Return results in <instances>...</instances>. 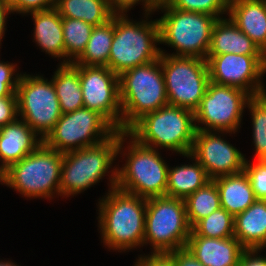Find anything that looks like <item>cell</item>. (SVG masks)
<instances>
[{"mask_svg": "<svg viewBox=\"0 0 266 266\" xmlns=\"http://www.w3.org/2000/svg\"><path fill=\"white\" fill-rule=\"evenodd\" d=\"M206 61L211 82L240 88L251 96L266 93L261 80L266 73L262 55H207Z\"/></svg>", "mask_w": 266, "mask_h": 266, "instance_id": "obj_14", "label": "cell"}, {"mask_svg": "<svg viewBox=\"0 0 266 266\" xmlns=\"http://www.w3.org/2000/svg\"><path fill=\"white\" fill-rule=\"evenodd\" d=\"M234 237L245 249H260L266 242V200L257 199L234 216Z\"/></svg>", "mask_w": 266, "mask_h": 266, "instance_id": "obj_22", "label": "cell"}, {"mask_svg": "<svg viewBox=\"0 0 266 266\" xmlns=\"http://www.w3.org/2000/svg\"><path fill=\"white\" fill-rule=\"evenodd\" d=\"M219 194L220 206L233 216L245 211L257 199L245 171L213 179Z\"/></svg>", "mask_w": 266, "mask_h": 266, "instance_id": "obj_23", "label": "cell"}, {"mask_svg": "<svg viewBox=\"0 0 266 266\" xmlns=\"http://www.w3.org/2000/svg\"><path fill=\"white\" fill-rule=\"evenodd\" d=\"M238 1H242V0H224V2L227 4V6L229 7L231 4L236 3Z\"/></svg>", "mask_w": 266, "mask_h": 266, "instance_id": "obj_47", "label": "cell"}, {"mask_svg": "<svg viewBox=\"0 0 266 266\" xmlns=\"http://www.w3.org/2000/svg\"><path fill=\"white\" fill-rule=\"evenodd\" d=\"M134 266H174L172 259L167 254L140 255Z\"/></svg>", "mask_w": 266, "mask_h": 266, "instance_id": "obj_38", "label": "cell"}, {"mask_svg": "<svg viewBox=\"0 0 266 266\" xmlns=\"http://www.w3.org/2000/svg\"><path fill=\"white\" fill-rule=\"evenodd\" d=\"M84 108L103 115L121 131L119 76L107 66L78 65Z\"/></svg>", "mask_w": 266, "mask_h": 266, "instance_id": "obj_15", "label": "cell"}, {"mask_svg": "<svg viewBox=\"0 0 266 266\" xmlns=\"http://www.w3.org/2000/svg\"><path fill=\"white\" fill-rule=\"evenodd\" d=\"M158 10L164 13L157 19L160 44H168L176 51L168 55L206 60L217 18L206 13L175 9L168 3L160 5Z\"/></svg>", "mask_w": 266, "mask_h": 266, "instance_id": "obj_8", "label": "cell"}, {"mask_svg": "<svg viewBox=\"0 0 266 266\" xmlns=\"http://www.w3.org/2000/svg\"><path fill=\"white\" fill-rule=\"evenodd\" d=\"M34 21V41L41 50L66 64L62 17L55 8L28 13Z\"/></svg>", "mask_w": 266, "mask_h": 266, "instance_id": "obj_21", "label": "cell"}, {"mask_svg": "<svg viewBox=\"0 0 266 266\" xmlns=\"http://www.w3.org/2000/svg\"><path fill=\"white\" fill-rule=\"evenodd\" d=\"M185 247L204 266H238L240 255L245 250L234 236H189Z\"/></svg>", "mask_w": 266, "mask_h": 266, "instance_id": "obj_18", "label": "cell"}, {"mask_svg": "<svg viewBox=\"0 0 266 266\" xmlns=\"http://www.w3.org/2000/svg\"><path fill=\"white\" fill-rule=\"evenodd\" d=\"M260 252V249H245L240 255L238 266H266V257Z\"/></svg>", "mask_w": 266, "mask_h": 266, "instance_id": "obj_39", "label": "cell"}, {"mask_svg": "<svg viewBox=\"0 0 266 266\" xmlns=\"http://www.w3.org/2000/svg\"><path fill=\"white\" fill-rule=\"evenodd\" d=\"M128 14H114V36L108 59V68L116 75L134 67L155 61L160 57L158 20H130Z\"/></svg>", "mask_w": 266, "mask_h": 266, "instance_id": "obj_5", "label": "cell"}, {"mask_svg": "<svg viewBox=\"0 0 266 266\" xmlns=\"http://www.w3.org/2000/svg\"><path fill=\"white\" fill-rule=\"evenodd\" d=\"M160 53L168 105L195 112L210 82L207 61L171 56L161 48Z\"/></svg>", "mask_w": 266, "mask_h": 266, "instance_id": "obj_10", "label": "cell"}, {"mask_svg": "<svg viewBox=\"0 0 266 266\" xmlns=\"http://www.w3.org/2000/svg\"><path fill=\"white\" fill-rule=\"evenodd\" d=\"M128 139L127 151L124 143ZM119 154L126 161L122 167L117 165L116 188L144 199L166 196L169 165L158 150L141 145L127 132L119 131Z\"/></svg>", "mask_w": 266, "mask_h": 266, "instance_id": "obj_2", "label": "cell"}, {"mask_svg": "<svg viewBox=\"0 0 266 266\" xmlns=\"http://www.w3.org/2000/svg\"><path fill=\"white\" fill-rule=\"evenodd\" d=\"M261 53L266 66V46L261 50Z\"/></svg>", "mask_w": 266, "mask_h": 266, "instance_id": "obj_46", "label": "cell"}, {"mask_svg": "<svg viewBox=\"0 0 266 266\" xmlns=\"http://www.w3.org/2000/svg\"><path fill=\"white\" fill-rule=\"evenodd\" d=\"M190 236L210 238H227L234 236V216L224 208L212 212L198 221L192 228Z\"/></svg>", "mask_w": 266, "mask_h": 266, "instance_id": "obj_30", "label": "cell"}, {"mask_svg": "<svg viewBox=\"0 0 266 266\" xmlns=\"http://www.w3.org/2000/svg\"><path fill=\"white\" fill-rule=\"evenodd\" d=\"M167 255L172 259L174 266H204L186 247L167 253Z\"/></svg>", "mask_w": 266, "mask_h": 266, "instance_id": "obj_37", "label": "cell"}, {"mask_svg": "<svg viewBox=\"0 0 266 266\" xmlns=\"http://www.w3.org/2000/svg\"><path fill=\"white\" fill-rule=\"evenodd\" d=\"M52 82L57 94L62 114L74 112L84 107L78 65L59 64L53 72Z\"/></svg>", "mask_w": 266, "mask_h": 266, "instance_id": "obj_25", "label": "cell"}, {"mask_svg": "<svg viewBox=\"0 0 266 266\" xmlns=\"http://www.w3.org/2000/svg\"><path fill=\"white\" fill-rule=\"evenodd\" d=\"M119 130L108 139L82 149L63 153L60 176V196L70 197L94 186L109 176V190L116 188L117 167L112 163L117 158ZM111 169V171H108Z\"/></svg>", "mask_w": 266, "mask_h": 266, "instance_id": "obj_3", "label": "cell"}, {"mask_svg": "<svg viewBox=\"0 0 266 266\" xmlns=\"http://www.w3.org/2000/svg\"><path fill=\"white\" fill-rule=\"evenodd\" d=\"M93 28L85 21L62 17L66 64L75 62L82 55Z\"/></svg>", "mask_w": 266, "mask_h": 266, "instance_id": "obj_29", "label": "cell"}, {"mask_svg": "<svg viewBox=\"0 0 266 266\" xmlns=\"http://www.w3.org/2000/svg\"><path fill=\"white\" fill-rule=\"evenodd\" d=\"M113 12L115 14H127L131 8L137 3L143 5L144 13L151 15L159 5L154 0H110Z\"/></svg>", "mask_w": 266, "mask_h": 266, "instance_id": "obj_35", "label": "cell"}, {"mask_svg": "<svg viewBox=\"0 0 266 266\" xmlns=\"http://www.w3.org/2000/svg\"><path fill=\"white\" fill-rule=\"evenodd\" d=\"M114 36V15L104 24L93 28L86 49L82 55L73 62L83 66H107Z\"/></svg>", "mask_w": 266, "mask_h": 266, "instance_id": "obj_27", "label": "cell"}, {"mask_svg": "<svg viewBox=\"0 0 266 266\" xmlns=\"http://www.w3.org/2000/svg\"><path fill=\"white\" fill-rule=\"evenodd\" d=\"M251 97L240 88L210 81L199 108L194 112L195 122L198 123L196 129L238 132L244 108Z\"/></svg>", "mask_w": 266, "mask_h": 266, "instance_id": "obj_13", "label": "cell"}, {"mask_svg": "<svg viewBox=\"0 0 266 266\" xmlns=\"http://www.w3.org/2000/svg\"><path fill=\"white\" fill-rule=\"evenodd\" d=\"M121 131H127L149 112L168 105L159 59L129 69L119 75Z\"/></svg>", "mask_w": 266, "mask_h": 266, "instance_id": "obj_7", "label": "cell"}, {"mask_svg": "<svg viewBox=\"0 0 266 266\" xmlns=\"http://www.w3.org/2000/svg\"><path fill=\"white\" fill-rule=\"evenodd\" d=\"M246 107L251 114L256 160H266V93L252 96Z\"/></svg>", "mask_w": 266, "mask_h": 266, "instance_id": "obj_31", "label": "cell"}, {"mask_svg": "<svg viewBox=\"0 0 266 266\" xmlns=\"http://www.w3.org/2000/svg\"><path fill=\"white\" fill-rule=\"evenodd\" d=\"M227 53L262 55L259 47L237 27L229 16L218 18L214 23L207 55Z\"/></svg>", "mask_w": 266, "mask_h": 266, "instance_id": "obj_19", "label": "cell"}, {"mask_svg": "<svg viewBox=\"0 0 266 266\" xmlns=\"http://www.w3.org/2000/svg\"><path fill=\"white\" fill-rule=\"evenodd\" d=\"M230 19L262 50L266 46V0H242L228 7Z\"/></svg>", "mask_w": 266, "mask_h": 266, "instance_id": "obj_20", "label": "cell"}, {"mask_svg": "<svg viewBox=\"0 0 266 266\" xmlns=\"http://www.w3.org/2000/svg\"><path fill=\"white\" fill-rule=\"evenodd\" d=\"M41 143H43V139L20 118L1 127L0 174L12 164L32 153Z\"/></svg>", "mask_w": 266, "mask_h": 266, "instance_id": "obj_17", "label": "cell"}, {"mask_svg": "<svg viewBox=\"0 0 266 266\" xmlns=\"http://www.w3.org/2000/svg\"><path fill=\"white\" fill-rule=\"evenodd\" d=\"M190 234L184 199L167 196L146 199L143 246L151 244V254L184 248Z\"/></svg>", "mask_w": 266, "mask_h": 266, "instance_id": "obj_9", "label": "cell"}, {"mask_svg": "<svg viewBox=\"0 0 266 266\" xmlns=\"http://www.w3.org/2000/svg\"><path fill=\"white\" fill-rule=\"evenodd\" d=\"M196 131L193 111L166 105L142 116L126 132L141 145L184 156L192 150Z\"/></svg>", "mask_w": 266, "mask_h": 266, "instance_id": "obj_4", "label": "cell"}, {"mask_svg": "<svg viewBox=\"0 0 266 266\" xmlns=\"http://www.w3.org/2000/svg\"><path fill=\"white\" fill-rule=\"evenodd\" d=\"M192 160V164H181L176 167H168V183L166 196L186 199L197 189L205 186L211 179L203 166L190 154L184 155ZM195 161V162H193Z\"/></svg>", "mask_w": 266, "mask_h": 266, "instance_id": "obj_24", "label": "cell"}, {"mask_svg": "<svg viewBox=\"0 0 266 266\" xmlns=\"http://www.w3.org/2000/svg\"><path fill=\"white\" fill-rule=\"evenodd\" d=\"M168 4L175 9L206 13L217 19L228 14V6L224 0H170Z\"/></svg>", "mask_w": 266, "mask_h": 266, "instance_id": "obj_32", "label": "cell"}, {"mask_svg": "<svg viewBox=\"0 0 266 266\" xmlns=\"http://www.w3.org/2000/svg\"><path fill=\"white\" fill-rule=\"evenodd\" d=\"M2 2L10 7L14 13H19V0H2Z\"/></svg>", "mask_w": 266, "mask_h": 266, "instance_id": "obj_43", "label": "cell"}, {"mask_svg": "<svg viewBox=\"0 0 266 266\" xmlns=\"http://www.w3.org/2000/svg\"><path fill=\"white\" fill-rule=\"evenodd\" d=\"M13 13L12 9L5 5L2 0H0V48L1 39H3L6 31V20L9 14Z\"/></svg>", "mask_w": 266, "mask_h": 266, "instance_id": "obj_41", "label": "cell"}, {"mask_svg": "<svg viewBox=\"0 0 266 266\" xmlns=\"http://www.w3.org/2000/svg\"><path fill=\"white\" fill-rule=\"evenodd\" d=\"M16 66L17 64L9 63L8 61H0V82H18L21 73H17Z\"/></svg>", "mask_w": 266, "mask_h": 266, "instance_id": "obj_40", "label": "cell"}, {"mask_svg": "<svg viewBox=\"0 0 266 266\" xmlns=\"http://www.w3.org/2000/svg\"><path fill=\"white\" fill-rule=\"evenodd\" d=\"M187 219L192 228L198 221L221 208L219 190L213 180L185 199Z\"/></svg>", "mask_w": 266, "mask_h": 266, "instance_id": "obj_28", "label": "cell"}, {"mask_svg": "<svg viewBox=\"0 0 266 266\" xmlns=\"http://www.w3.org/2000/svg\"><path fill=\"white\" fill-rule=\"evenodd\" d=\"M18 87V82H0V97L13 95Z\"/></svg>", "mask_w": 266, "mask_h": 266, "instance_id": "obj_42", "label": "cell"}, {"mask_svg": "<svg viewBox=\"0 0 266 266\" xmlns=\"http://www.w3.org/2000/svg\"><path fill=\"white\" fill-rule=\"evenodd\" d=\"M99 200L97 219L103 244L118 252L143 246L146 199L114 188Z\"/></svg>", "mask_w": 266, "mask_h": 266, "instance_id": "obj_1", "label": "cell"}, {"mask_svg": "<svg viewBox=\"0 0 266 266\" xmlns=\"http://www.w3.org/2000/svg\"><path fill=\"white\" fill-rule=\"evenodd\" d=\"M63 153L41 143L32 153L9 166L0 174V184L7 185L24 197L60 196L59 184Z\"/></svg>", "mask_w": 266, "mask_h": 266, "instance_id": "obj_6", "label": "cell"}, {"mask_svg": "<svg viewBox=\"0 0 266 266\" xmlns=\"http://www.w3.org/2000/svg\"><path fill=\"white\" fill-rule=\"evenodd\" d=\"M226 131L197 130L190 155L205 169L211 180L244 171L246 158L221 135Z\"/></svg>", "mask_w": 266, "mask_h": 266, "instance_id": "obj_16", "label": "cell"}, {"mask_svg": "<svg viewBox=\"0 0 266 266\" xmlns=\"http://www.w3.org/2000/svg\"><path fill=\"white\" fill-rule=\"evenodd\" d=\"M16 94L19 118L44 139L62 116L52 80L23 73Z\"/></svg>", "mask_w": 266, "mask_h": 266, "instance_id": "obj_11", "label": "cell"}, {"mask_svg": "<svg viewBox=\"0 0 266 266\" xmlns=\"http://www.w3.org/2000/svg\"><path fill=\"white\" fill-rule=\"evenodd\" d=\"M55 8V0H19V14Z\"/></svg>", "mask_w": 266, "mask_h": 266, "instance_id": "obj_36", "label": "cell"}, {"mask_svg": "<svg viewBox=\"0 0 266 266\" xmlns=\"http://www.w3.org/2000/svg\"><path fill=\"white\" fill-rule=\"evenodd\" d=\"M55 9L61 17L79 19L94 27L115 14L110 0H55Z\"/></svg>", "mask_w": 266, "mask_h": 266, "instance_id": "obj_26", "label": "cell"}, {"mask_svg": "<svg viewBox=\"0 0 266 266\" xmlns=\"http://www.w3.org/2000/svg\"><path fill=\"white\" fill-rule=\"evenodd\" d=\"M244 171L247 174L256 199L266 200V160H246Z\"/></svg>", "mask_w": 266, "mask_h": 266, "instance_id": "obj_33", "label": "cell"}, {"mask_svg": "<svg viewBox=\"0 0 266 266\" xmlns=\"http://www.w3.org/2000/svg\"><path fill=\"white\" fill-rule=\"evenodd\" d=\"M0 266H19L13 262H11V260H0Z\"/></svg>", "mask_w": 266, "mask_h": 266, "instance_id": "obj_44", "label": "cell"}, {"mask_svg": "<svg viewBox=\"0 0 266 266\" xmlns=\"http://www.w3.org/2000/svg\"><path fill=\"white\" fill-rule=\"evenodd\" d=\"M17 94L0 97V128L18 118Z\"/></svg>", "mask_w": 266, "mask_h": 266, "instance_id": "obj_34", "label": "cell"}, {"mask_svg": "<svg viewBox=\"0 0 266 266\" xmlns=\"http://www.w3.org/2000/svg\"><path fill=\"white\" fill-rule=\"evenodd\" d=\"M117 129L99 112L88 108L62 114L54 128L43 139L53 150L69 152L98 144Z\"/></svg>", "mask_w": 266, "mask_h": 266, "instance_id": "obj_12", "label": "cell"}, {"mask_svg": "<svg viewBox=\"0 0 266 266\" xmlns=\"http://www.w3.org/2000/svg\"><path fill=\"white\" fill-rule=\"evenodd\" d=\"M266 247V242L261 246L260 250L262 251V249L264 250V248Z\"/></svg>", "mask_w": 266, "mask_h": 266, "instance_id": "obj_48", "label": "cell"}, {"mask_svg": "<svg viewBox=\"0 0 266 266\" xmlns=\"http://www.w3.org/2000/svg\"><path fill=\"white\" fill-rule=\"evenodd\" d=\"M159 6L163 4H167L170 0H154Z\"/></svg>", "mask_w": 266, "mask_h": 266, "instance_id": "obj_45", "label": "cell"}]
</instances>
